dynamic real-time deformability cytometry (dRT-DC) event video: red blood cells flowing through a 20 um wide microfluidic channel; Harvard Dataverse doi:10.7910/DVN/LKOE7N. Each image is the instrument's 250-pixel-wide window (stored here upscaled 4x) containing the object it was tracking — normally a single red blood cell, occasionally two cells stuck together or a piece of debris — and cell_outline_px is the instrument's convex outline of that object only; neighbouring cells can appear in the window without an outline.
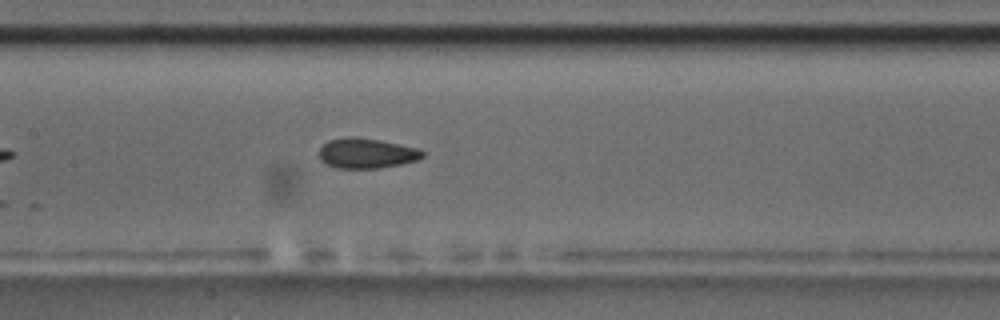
{"species": "common noctule bat (a hibernating species)", "species_latin": "Nyctalus noctula", "temperature_condition": "room temperature", "stored_images_in_passage": 13, "camera_frame_rate_fps": 3000, "um_per_image_px": 0.085, "animal": {"sex": "male", "body_mass_g": 17.5, "forearm_length_mm": 52.3}, "frame": {"image": 1, "passage_image": 9, "time_ms": 2.667, "image_size_px": [1000, 320], "cell_outline_px": [[424, 156], [416, 160], [400, 164], [380, 168], [336, 168], [320, 160], [320, 148], [328, 140], [348, 136], [352, 136], [380, 140], [416, 148], [424, 152]], "centroid_in_image_um": [31.13, 13.02], "position_along_channel_um": 176.3, "area_um2": 17.98}}